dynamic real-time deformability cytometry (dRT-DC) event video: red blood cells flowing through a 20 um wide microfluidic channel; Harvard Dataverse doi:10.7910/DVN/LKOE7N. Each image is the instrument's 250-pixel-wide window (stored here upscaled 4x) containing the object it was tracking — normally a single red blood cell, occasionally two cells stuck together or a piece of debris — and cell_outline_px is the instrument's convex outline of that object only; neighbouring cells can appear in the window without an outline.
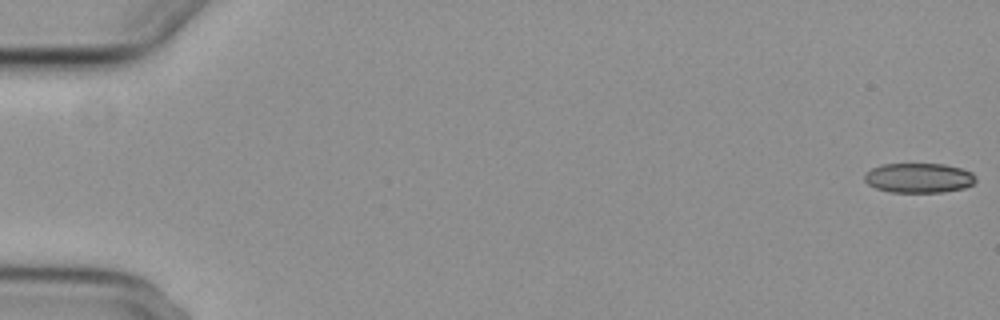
{"species": "common noctule bat (a hibernating species)", "species_latin": "Nyctalus noctula", "temperature_condition": "cold", "stored_images_in_passage": 12, "camera_frame_rate_fps": 3000, "um_per_image_px": 0.085, "animal": {"sex": "female", "body_mass_g": 29.2, "forearm_length_mm": 56.3}, "frame": {"image": 1, "passage_image": 1, "time_ms": 0.0, "image_size_px": [1000, 320], "cell_outline_px": [[976, 180], [972, 184], [964, 188], [944, 192], [888, 192], [876, 188], [868, 184], [864, 180], [864, 176], [872, 168], [880, 164], [944, 164], [960, 168], [972, 172], [976, 176]], "centroid_in_image_um": [78.1, 15.12], "position_along_channel_um": 6.9, "area_um2": 19.31}}